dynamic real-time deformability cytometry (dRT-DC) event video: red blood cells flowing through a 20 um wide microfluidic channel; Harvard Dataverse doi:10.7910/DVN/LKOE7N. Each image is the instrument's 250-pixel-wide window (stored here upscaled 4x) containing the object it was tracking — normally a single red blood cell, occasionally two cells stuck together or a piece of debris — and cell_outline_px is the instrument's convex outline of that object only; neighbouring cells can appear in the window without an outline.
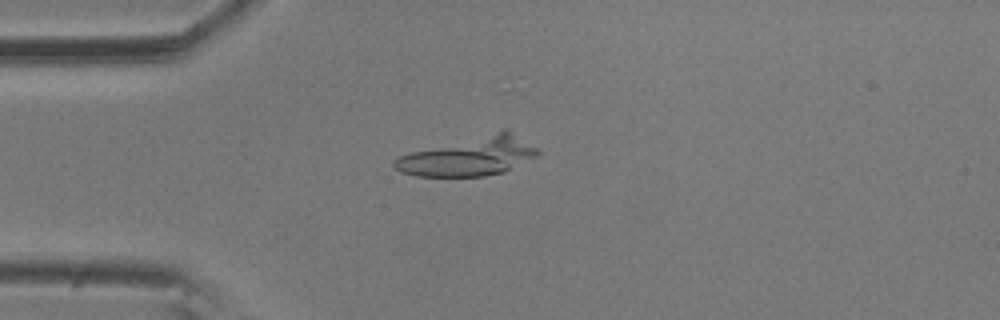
{"species": "common noctule bat (a hibernating species)", "species_latin": "Nyctalus noctula", "temperature_condition": "room temperature", "stored_images_in_passage": 31, "camera_frame_rate_fps": 3000, "um_per_image_px": 0.085, "animal": {"sex": "male", "body_mass_g": 20.5, "forearm_length_mm": 52.5}, "frame": {"image": 1, "passage_image": 1, "time_ms": 0.0, "image_size_px": [1000, 320], "cell_outline_px": [[540, 152], [536, 156], [504, 172], [484, 176], [416, 176], [400, 172], [392, 164], [392, 160], [400, 156], [412, 152], [504, 128], [508, 128], [536, 148]], "centroid_in_image_um": [39.89, 13.27], "position_along_channel_um": 45.1, "area_um2": 32.31}}
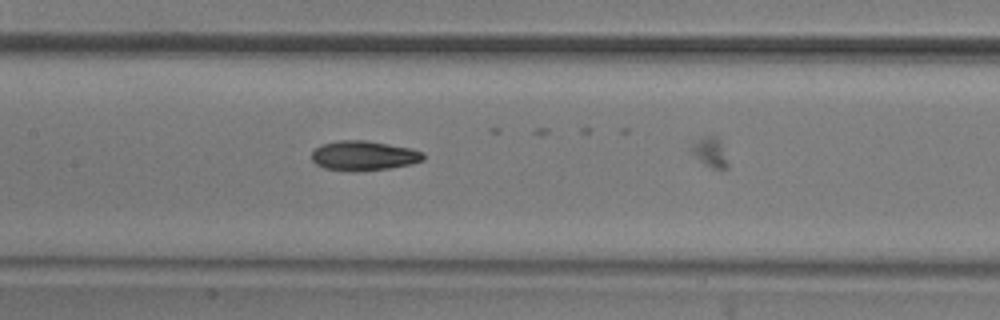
{"frame": {"image": 2, "passage_image": 13, "time_ms": 4.0, "image_size_px": [1000, 320], "cell_outline_px": [[424, 160], [412, 164], [388, 168], [352, 172], [324, 168], [316, 164], [312, 160], [312, 152], [320, 144], [340, 140], [368, 140], [412, 148], [424, 152]], "centroid_in_image_um": [30.93, 13.23], "position_along_channel_um": 176.5, "area_um2": 19.54}}
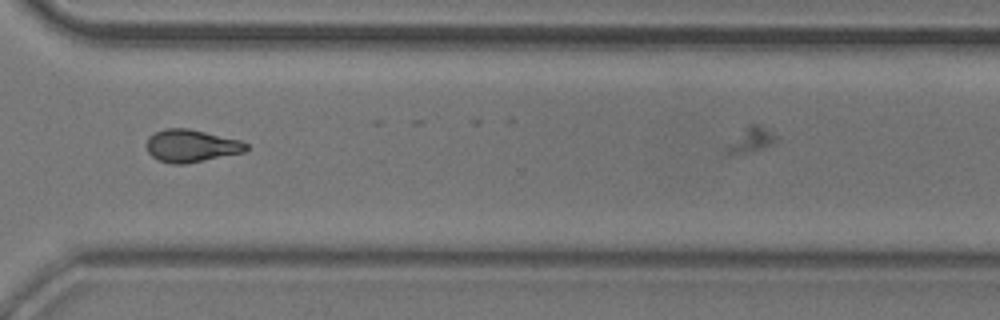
{"frame": {"image": 3, "passage_image": 28, "time_ms": 9.0, "image_size_px": [1000, 320], "cell_outline_px": [[248, 148], [244, 152], [184, 164], [172, 164], [160, 160], [152, 156], [148, 152], [148, 136], [164, 128], [188, 128], [240, 140], [248, 144]], "centroid_in_image_um": [16.26, 12.39], "position_along_channel_um": 354.3, "area_um2": 18.67}}